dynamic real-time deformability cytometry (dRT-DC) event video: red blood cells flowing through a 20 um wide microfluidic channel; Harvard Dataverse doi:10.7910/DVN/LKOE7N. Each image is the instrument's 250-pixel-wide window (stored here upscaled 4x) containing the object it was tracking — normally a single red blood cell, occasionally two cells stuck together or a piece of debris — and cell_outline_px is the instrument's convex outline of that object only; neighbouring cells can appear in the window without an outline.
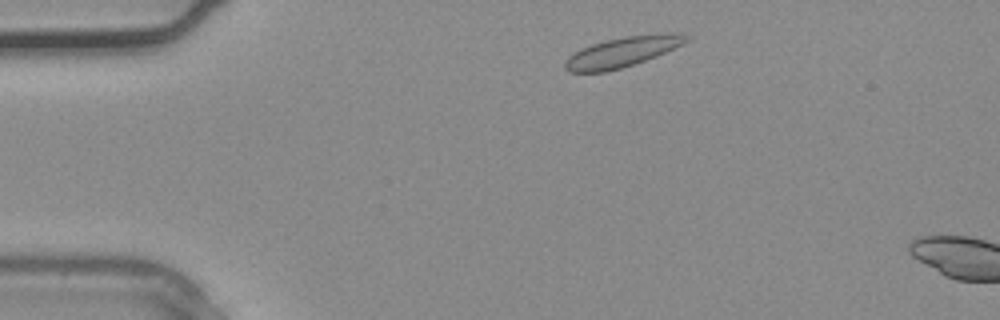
{"species": "common noctule bat (a hibernating species)", "species_latin": "Nyctalus noctula", "temperature_condition": "warm", "stored_images_in_passage": 2, "camera_frame_rate_fps": 3000, "um_per_image_px": 0.085, "animal": {"sex": "male", "body_mass_g": 20.4}, "frame": {"image": 1, "passage_image": 1, "time_ms": 0.0, "image_size_px": [1000, 320], "cell_outline_px": [[692, 36], [688, 40], [656, 56], [608, 72], [572, 72], [564, 68], [564, 64], [568, 56], [580, 48], [592, 44], [624, 36], [660, 32], [672, 32]], "centroid_in_image_um": [52.88, 4.4], "position_along_channel_um": 32.1, "area_um2": 21.15}}